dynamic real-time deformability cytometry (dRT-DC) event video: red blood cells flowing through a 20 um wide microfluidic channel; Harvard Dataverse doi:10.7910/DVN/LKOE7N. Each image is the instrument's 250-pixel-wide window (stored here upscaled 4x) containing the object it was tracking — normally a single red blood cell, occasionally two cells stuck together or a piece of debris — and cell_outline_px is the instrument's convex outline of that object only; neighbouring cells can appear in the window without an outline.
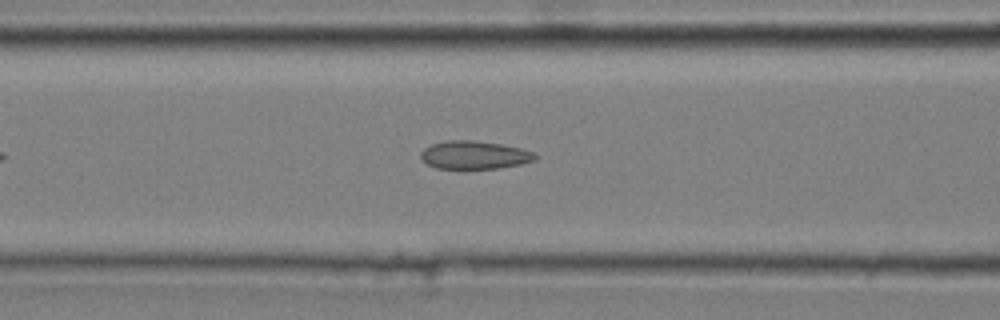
{"species": "common noctule bat (a hibernating species)", "species_latin": "Nyctalus noctula", "temperature_condition": "cold", "stored_images_in_passage": 44, "camera_frame_rate_fps": 3000, "um_per_image_px": 0.085, "animal": {"sex": "male", "body_mass_g": 20.4}, "frame": {"image": 1, "passage_image": 13, "time_ms": 4.0, "image_size_px": [1000, 320], "cell_outline_px": [[536, 160], [520, 164], [500, 168], [436, 168], [428, 164], [420, 156], [420, 152], [424, 148], [432, 144], [448, 140], [476, 140], [500, 144], [520, 148], [532, 152], [536, 156]], "centroid_in_image_um": [40.31, 13.17], "position_along_channel_um": 126.3, "area_um2": 18.55}}
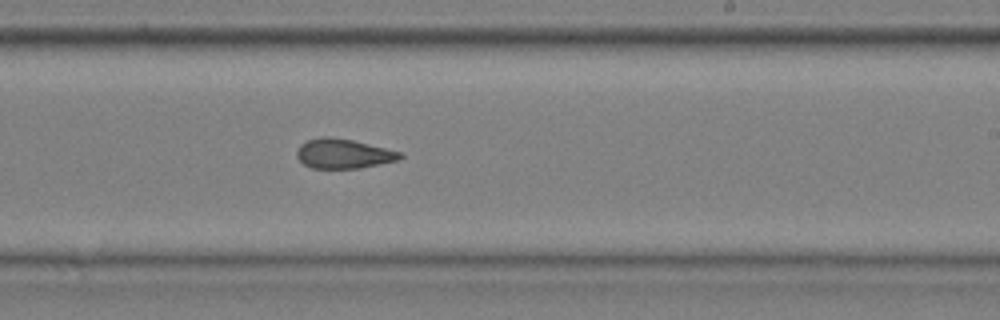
{"frame": {"image": 2, "passage_image": 24, "time_ms": 7.667, "image_size_px": [1000, 320], "cell_outline_px": [[404, 156], [400, 160], [360, 168], [312, 168], [304, 164], [296, 156], [296, 152], [300, 144], [308, 140], [320, 136], [332, 136], [352, 140], [400, 152]], "centroid_in_image_um": [29.17, 13.06], "position_along_channel_um": 259.8, "area_um2": 17.8}}
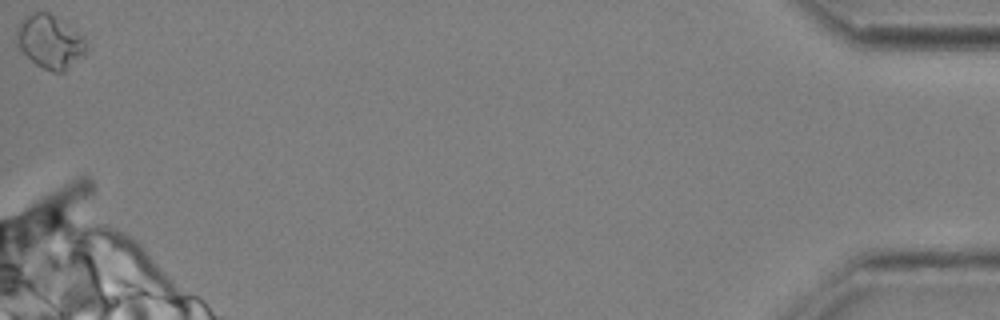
{"frame": {"image": 3, "passage_image": 44, "time_ms": 14.333, "image_size_px": [1000, 320], "cell_outline_px": [[88, 48], [64, 72], [52, 72], [36, 64], [16, 44], [16, 28], [20, 20], [24, 16], [36, 12], [48, 12], [84, 36], [88, 44]], "centroid_in_image_um": [4.22, 3.53], "position_along_channel_um": 431.0, "area_um2": 21.44}, "authors_computed_cell_mechanics": {"area_um2": 18.1781, "velocity_mm_per_s": 3.6491, "shape_relaxation_time_tau1_ms": null, "shape_relaxation_time_tau2_ms": 3.0394, "deformation_change_tau1": null, "deformation_change_tau2": 0.0985}}